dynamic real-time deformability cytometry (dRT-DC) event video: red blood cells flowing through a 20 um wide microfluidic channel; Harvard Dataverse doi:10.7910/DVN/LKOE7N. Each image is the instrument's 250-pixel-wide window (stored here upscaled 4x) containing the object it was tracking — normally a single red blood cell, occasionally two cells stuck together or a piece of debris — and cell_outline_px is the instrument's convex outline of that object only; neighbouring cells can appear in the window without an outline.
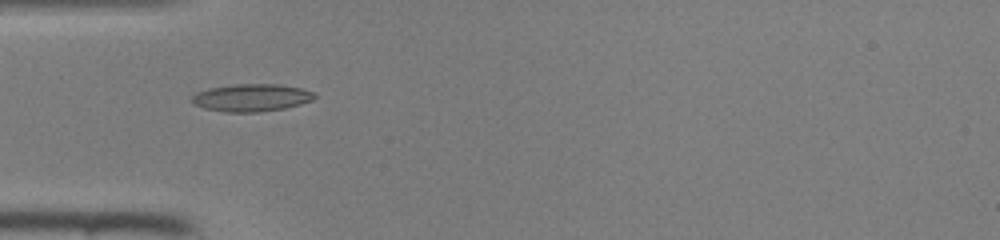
{"species": "common noctule bat (a hibernating species)", "species_latin": "Nyctalus noctula", "temperature_condition": "room temperature", "stored_images_in_passage": 33, "camera_frame_rate_fps": 3000, "um_per_image_px": 0.085, "animal": {"sex": "female", "body_mass_g": 22.0, "forearm_length_mm": 56.7}, "frame": {"image": 1, "passage_image": 1, "time_ms": 0.0, "image_size_px": [1000, 240], "cell_outline_px": [[316, 96], [312, 100], [300, 104], [284, 108], [260, 112], [224, 112], [204, 108], [192, 104], [188, 100], [196, 92], [208, 88], [236, 84], [280, 84], [300, 88], [316, 92]], "centroid_in_image_um": [21.34, 8.3], "position_along_channel_um": 63.7, "area_um2": 19.88}}
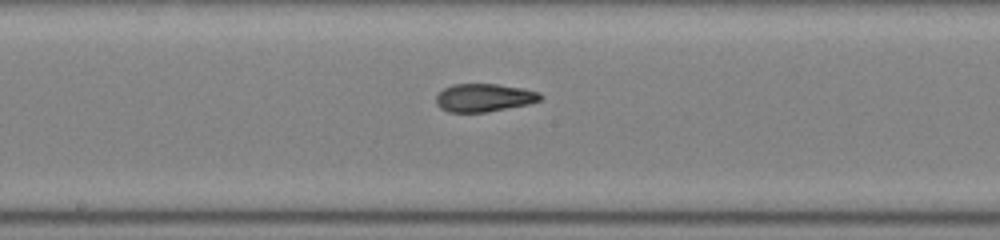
{"frame": {"image": 2, "passage_image": 11, "time_ms": 3.333, "image_size_px": [1000, 240], "cell_outline_px": [[544, 96], [540, 100], [528, 104], [488, 112], [448, 112], [440, 108], [436, 104], [436, 96], [444, 88], [452, 84], [496, 84], [524, 88], [540, 92]], "centroid_in_image_um": [41.16, 8.3], "position_along_channel_um": 207.0, "area_um2": 17.17}}
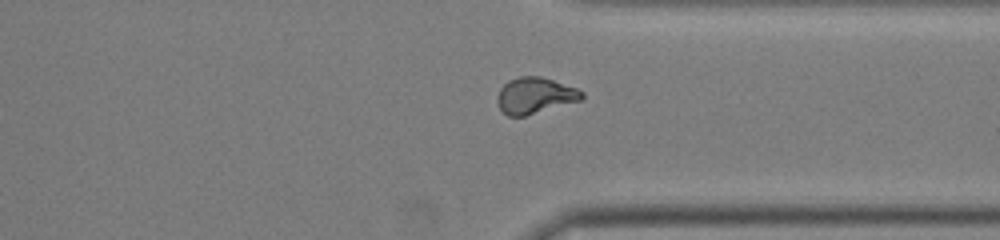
{"frame": {"image": 3, "passage_image": 22, "time_ms": 7.0, "image_size_px": [1000, 240], "cell_outline_px": [[584, 96], [580, 100], [524, 116], [508, 116], [500, 108], [496, 100], [496, 96], [500, 88], [508, 80], [520, 76], [540, 76], [576, 88], [584, 92]], "centroid_in_image_um": [45.44, 8.11], "position_along_channel_um": 366.0, "area_um2": 17.63}}